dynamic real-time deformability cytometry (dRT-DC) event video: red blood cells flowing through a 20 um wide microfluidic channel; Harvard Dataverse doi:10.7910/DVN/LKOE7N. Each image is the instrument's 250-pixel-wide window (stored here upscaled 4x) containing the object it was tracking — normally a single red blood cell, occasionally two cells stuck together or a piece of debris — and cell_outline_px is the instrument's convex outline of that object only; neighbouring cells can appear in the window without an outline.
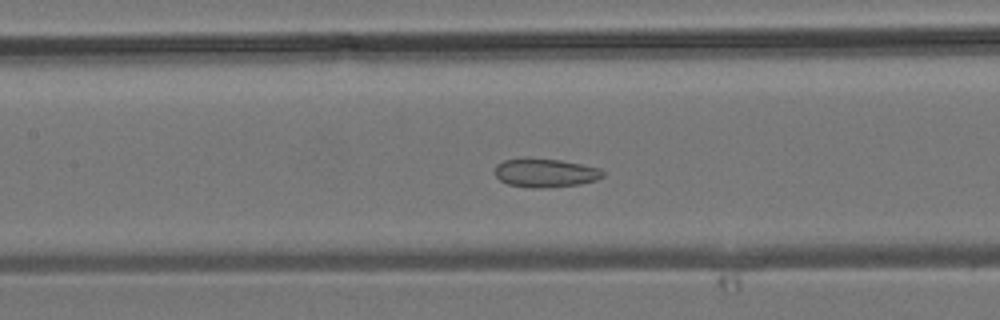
{"species": "common noctule bat (a hibernating species)", "species_latin": "Nyctalus noctula", "temperature_condition": "room temperature", "stored_images_in_passage": 36, "camera_frame_rate_fps": 3000, "um_per_image_px": 0.085, "animal": {"sex": "male", "body_mass_g": 19.2, "forearm_length_mm": 51.8}, "frame": {"image": 1, "passage_image": 18, "time_ms": 5.667, "image_size_px": [1000, 320], "cell_outline_px": [[604, 176], [596, 180], [580, 184], [540, 188], [532, 188], [508, 184], [500, 180], [496, 176], [496, 164], [504, 160], [524, 156], [560, 160], [600, 168], [604, 172]], "centroid_in_image_um": [46.33, 14.67], "position_along_channel_um": 161.1, "area_um2": 18.26}}
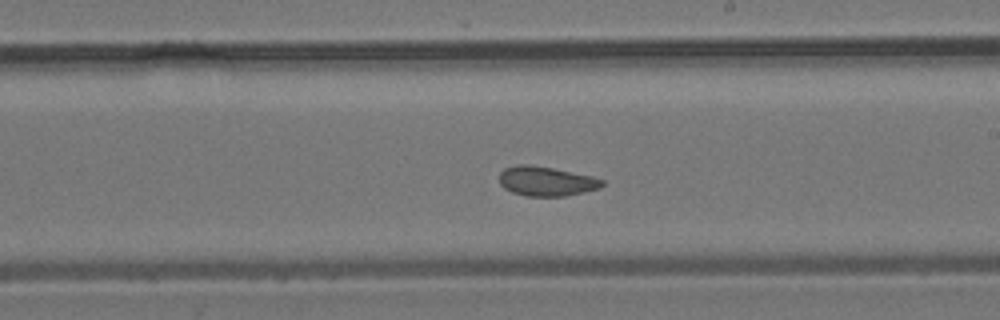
{"frame": {"image": 2, "passage_image": 23, "time_ms": 7.333, "image_size_px": [1000, 320], "cell_outline_px": [[604, 184], [600, 188], [584, 192], [564, 196], [524, 196], [512, 192], [504, 188], [500, 184], [500, 172], [504, 168], [520, 164], [528, 164], [552, 168], [592, 176], [604, 180]], "centroid_in_image_um": [46.43, 15.41], "position_along_channel_um": 242.6, "area_um2": 17.69}}
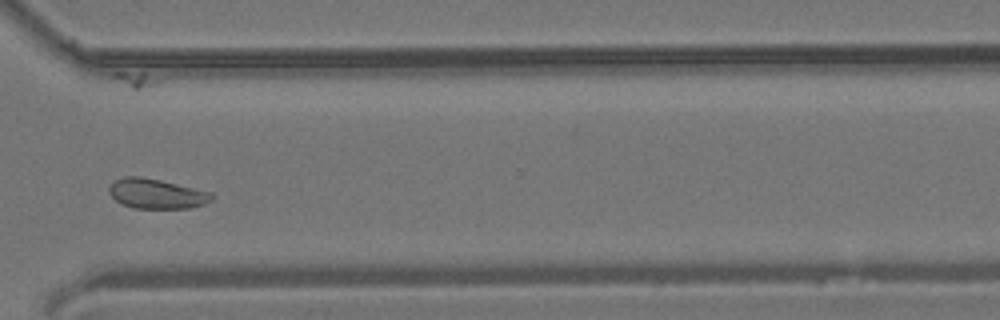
{"frame": {"image": 3, "passage_image": 30, "time_ms": 9.667, "image_size_px": [1000, 320], "cell_outline_px": [[216, 196], [212, 200], [204, 204], [188, 208], [136, 208], [120, 204], [108, 192], [108, 188], [116, 180], [124, 176], [140, 176], [160, 180], [212, 192]], "centroid_in_image_um": [13.32, 16.47], "position_along_channel_um": 357.3, "area_um2": 17.86}}